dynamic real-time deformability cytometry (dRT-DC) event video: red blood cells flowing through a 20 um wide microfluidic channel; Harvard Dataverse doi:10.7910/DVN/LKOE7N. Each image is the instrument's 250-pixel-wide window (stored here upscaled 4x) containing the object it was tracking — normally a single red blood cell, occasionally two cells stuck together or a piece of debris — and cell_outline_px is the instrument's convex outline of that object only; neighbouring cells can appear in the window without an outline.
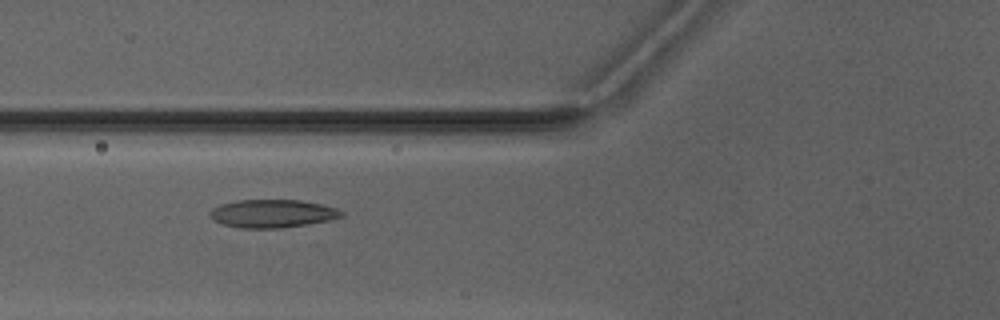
{"species": "Egyptian fruit bat (a non-hibernating species)", "species_latin": "Rousettus aegyptiacus", "temperature_condition": "warm", "stored_images_in_passage": 6, "camera_frame_rate_fps": 3000, "um_per_image_px": 0.085, "animal": {"sex": "male"}, "frame": {"image": 1, "passage_image": 4, "time_ms": 3.667, "image_size_px": [1000, 320], "cell_outline_px": [[344, 216], [328, 220], [308, 224], [280, 228], [240, 228], [224, 224], [212, 220], [208, 216], [208, 212], [212, 208], [220, 204], [236, 200], [300, 200], [320, 204], [336, 208], [344, 212]], "centroid_in_image_um": [23.11, 18.15], "position_along_channel_um": 102.7, "area_um2": 21.62}}
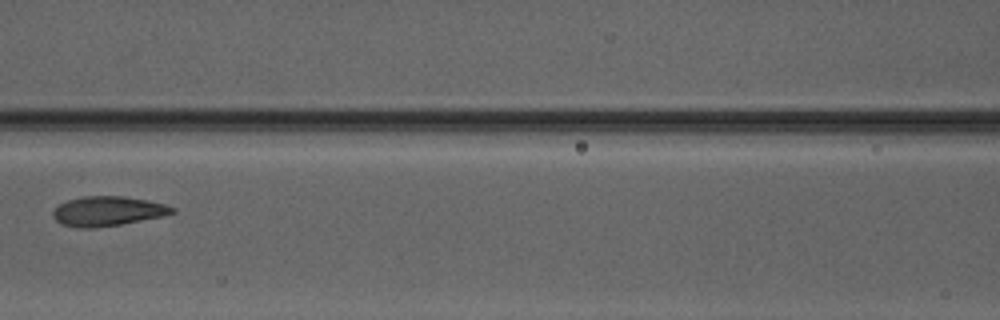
{"frame": {"image": 2, "passage_image": 5, "time_ms": 5.0, "image_size_px": [1000, 320], "cell_outline_px": [[176, 212], [164, 216], [120, 224], [96, 228], [80, 228], [60, 224], [52, 216], [52, 212], [60, 204], [68, 200], [84, 196], [124, 196], [148, 200], [164, 204], [176, 208]], "centroid_in_image_um": [9.16, 17.95], "position_along_channel_um": 157.4, "area_um2": 20.63}}
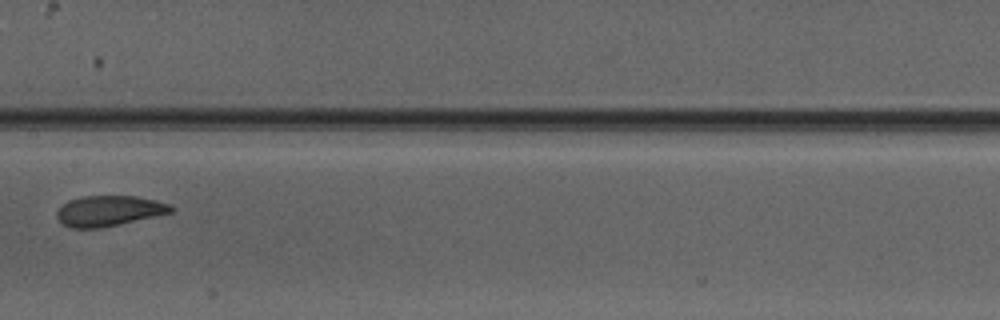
{"frame": {"image": 3, "passage_image": 6, "time_ms": 6.0, "image_size_px": [1000, 320], "cell_outline_px": [[176, 208], [172, 212], [100, 228], [72, 228], [64, 224], [56, 216], [56, 212], [68, 200], [84, 196], [136, 196], [156, 200], [168, 204]], "centroid_in_image_um": [9.26, 17.91], "position_along_channel_um": 198.1, "area_um2": 20.0}}